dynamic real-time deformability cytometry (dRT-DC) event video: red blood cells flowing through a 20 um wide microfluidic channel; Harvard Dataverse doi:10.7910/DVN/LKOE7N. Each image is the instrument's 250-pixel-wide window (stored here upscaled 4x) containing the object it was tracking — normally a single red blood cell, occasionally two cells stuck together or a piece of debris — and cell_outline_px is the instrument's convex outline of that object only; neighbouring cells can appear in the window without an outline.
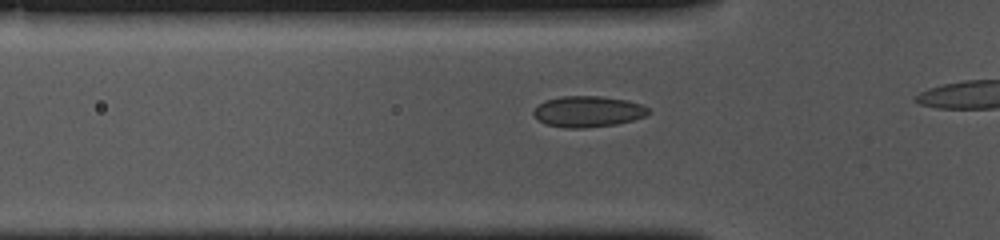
{"species": "common noctule bat (a hibernating species)", "species_latin": "Nyctalus noctula", "temperature_condition": "cold", "stored_images_in_passage": 17, "camera_frame_rate_fps": 3000, "um_per_image_px": 0.085, "animal": {"sex": "female", "body_mass_g": 10.0, "forearm_length_mm": 53.1}, "frame": {"image": 1, "passage_image": 12, "time_ms": 3.667, "image_size_px": [1000, 240], "cell_outline_px": [[652, 112], [644, 116], [632, 120], [616, 124], [584, 128], [564, 128], [544, 124], [532, 112], [544, 100], [560, 96], [600, 96], [628, 100], [640, 104], [648, 108]], "centroid_in_image_um": [49.98, 9.48], "position_along_channel_um": 75.8, "area_um2": 20.75}}
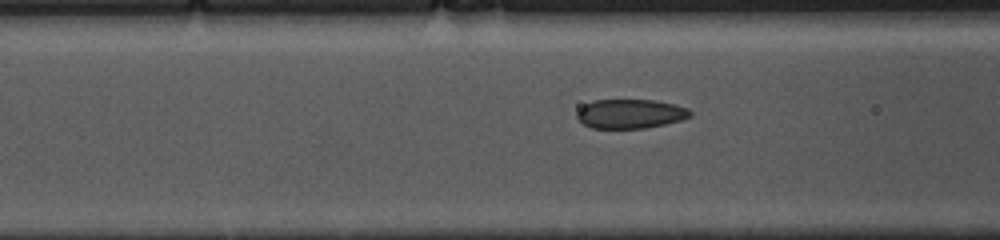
{"frame": {"image": 2, "passage_image": 15, "time_ms": 4.667, "image_size_px": [1000, 240], "cell_outline_px": [[692, 116], [680, 120], [664, 124], [644, 128], [592, 128], [584, 124], [576, 116], [576, 112], [584, 104], [592, 100], [656, 100], [688, 108], [692, 112]], "centroid_in_image_um": [53.56, 9.66], "position_along_channel_um": 113.0, "area_um2": 19.25}}